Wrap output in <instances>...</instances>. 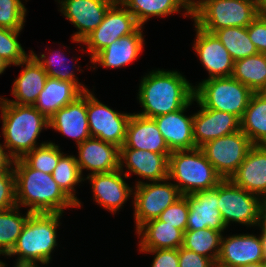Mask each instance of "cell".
Listing matches in <instances>:
<instances>
[{"label":"cell","instance_id":"1","mask_svg":"<svg viewBox=\"0 0 266 267\" xmlns=\"http://www.w3.org/2000/svg\"><path fill=\"white\" fill-rule=\"evenodd\" d=\"M195 96V87L178 71L152 70L143 76L138 99L148 118L172 113L186 106Z\"/></svg>","mask_w":266,"mask_h":267},{"label":"cell","instance_id":"2","mask_svg":"<svg viewBox=\"0 0 266 267\" xmlns=\"http://www.w3.org/2000/svg\"><path fill=\"white\" fill-rule=\"evenodd\" d=\"M16 205L28 206L31 213H63L77 207L59 187L52 174L31 168L22 158L13 160Z\"/></svg>","mask_w":266,"mask_h":267},{"label":"cell","instance_id":"3","mask_svg":"<svg viewBox=\"0 0 266 267\" xmlns=\"http://www.w3.org/2000/svg\"><path fill=\"white\" fill-rule=\"evenodd\" d=\"M0 109L4 147L13 160L21 159L37 147L36 140L49 127V120L34 106L9 103L4 97Z\"/></svg>","mask_w":266,"mask_h":267},{"label":"cell","instance_id":"4","mask_svg":"<svg viewBox=\"0 0 266 267\" xmlns=\"http://www.w3.org/2000/svg\"><path fill=\"white\" fill-rule=\"evenodd\" d=\"M62 213H31L7 256L18 255L16 263L48 264L57 246V227Z\"/></svg>","mask_w":266,"mask_h":267},{"label":"cell","instance_id":"5","mask_svg":"<svg viewBox=\"0 0 266 267\" xmlns=\"http://www.w3.org/2000/svg\"><path fill=\"white\" fill-rule=\"evenodd\" d=\"M168 179L177 181L182 195L213 189L223 180L198 147L169 155Z\"/></svg>","mask_w":266,"mask_h":267},{"label":"cell","instance_id":"6","mask_svg":"<svg viewBox=\"0 0 266 267\" xmlns=\"http://www.w3.org/2000/svg\"><path fill=\"white\" fill-rule=\"evenodd\" d=\"M258 0H192L194 25L208 33L247 27L259 14Z\"/></svg>","mask_w":266,"mask_h":267},{"label":"cell","instance_id":"7","mask_svg":"<svg viewBox=\"0 0 266 267\" xmlns=\"http://www.w3.org/2000/svg\"><path fill=\"white\" fill-rule=\"evenodd\" d=\"M253 93L230 76L203 80L195 86L194 97L204 108L228 112L241 119Z\"/></svg>","mask_w":266,"mask_h":267},{"label":"cell","instance_id":"8","mask_svg":"<svg viewBox=\"0 0 266 267\" xmlns=\"http://www.w3.org/2000/svg\"><path fill=\"white\" fill-rule=\"evenodd\" d=\"M167 181H169L168 178L151 183L138 181L134 186L133 204L136 231L144 223L157 219L167 207L183 196L175 184Z\"/></svg>","mask_w":266,"mask_h":267},{"label":"cell","instance_id":"9","mask_svg":"<svg viewBox=\"0 0 266 267\" xmlns=\"http://www.w3.org/2000/svg\"><path fill=\"white\" fill-rule=\"evenodd\" d=\"M260 200L261 197L240 188L230 179L218 184V209L226 227L231 221L257 226Z\"/></svg>","mask_w":266,"mask_h":267},{"label":"cell","instance_id":"10","mask_svg":"<svg viewBox=\"0 0 266 267\" xmlns=\"http://www.w3.org/2000/svg\"><path fill=\"white\" fill-rule=\"evenodd\" d=\"M252 146L249 138L239 130L209 141L200 148L216 172L223 179H230Z\"/></svg>","mask_w":266,"mask_h":267},{"label":"cell","instance_id":"11","mask_svg":"<svg viewBox=\"0 0 266 267\" xmlns=\"http://www.w3.org/2000/svg\"><path fill=\"white\" fill-rule=\"evenodd\" d=\"M131 113H118L87 91V117L91 137H96L121 148L126 140Z\"/></svg>","mask_w":266,"mask_h":267},{"label":"cell","instance_id":"12","mask_svg":"<svg viewBox=\"0 0 266 267\" xmlns=\"http://www.w3.org/2000/svg\"><path fill=\"white\" fill-rule=\"evenodd\" d=\"M139 26L134 15L117 0L106 12L102 23L82 43L86 45L92 59L105 47L133 33Z\"/></svg>","mask_w":266,"mask_h":267},{"label":"cell","instance_id":"13","mask_svg":"<svg viewBox=\"0 0 266 267\" xmlns=\"http://www.w3.org/2000/svg\"><path fill=\"white\" fill-rule=\"evenodd\" d=\"M117 0H58L63 15L77 28L73 42L82 43L103 21L108 9Z\"/></svg>","mask_w":266,"mask_h":267},{"label":"cell","instance_id":"14","mask_svg":"<svg viewBox=\"0 0 266 267\" xmlns=\"http://www.w3.org/2000/svg\"><path fill=\"white\" fill-rule=\"evenodd\" d=\"M263 261L260 237L253 234H239L224 238L222 235L216 267H240Z\"/></svg>","mask_w":266,"mask_h":267},{"label":"cell","instance_id":"15","mask_svg":"<svg viewBox=\"0 0 266 267\" xmlns=\"http://www.w3.org/2000/svg\"><path fill=\"white\" fill-rule=\"evenodd\" d=\"M196 102L200 106V110L193 114V139L196 147L200 148L209 141L240 130V119L235 115L207 109Z\"/></svg>","mask_w":266,"mask_h":267},{"label":"cell","instance_id":"16","mask_svg":"<svg viewBox=\"0 0 266 267\" xmlns=\"http://www.w3.org/2000/svg\"><path fill=\"white\" fill-rule=\"evenodd\" d=\"M196 39L194 50L201 64L208 71L209 77H230L233 73L234 60L218 38L195 25Z\"/></svg>","mask_w":266,"mask_h":267},{"label":"cell","instance_id":"17","mask_svg":"<svg viewBox=\"0 0 266 267\" xmlns=\"http://www.w3.org/2000/svg\"><path fill=\"white\" fill-rule=\"evenodd\" d=\"M184 196L188 199L189 205L186 230L210 228L224 232L226 225L218 209V185L210 190Z\"/></svg>","mask_w":266,"mask_h":267},{"label":"cell","instance_id":"18","mask_svg":"<svg viewBox=\"0 0 266 267\" xmlns=\"http://www.w3.org/2000/svg\"><path fill=\"white\" fill-rule=\"evenodd\" d=\"M123 171L116 169L107 173L87 175L91 181L94 200L113 214L123 206L133 194V189L123 179Z\"/></svg>","mask_w":266,"mask_h":267},{"label":"cell","instance_id":"19","mask_svg":"<svg viewBox=\"0 0 266 267\" xmlns=\"http://www.w3.org/2000/svg\"><path fill=\"white\" fill-rule=\"evenodd\" d=\"M76 162L82 175L83 169L91 174L107 173L120 168V148L96 137H90L77 145Z\"/></svg>","mask_w":266,"mask_h":267},{"label":"cell","instance_id":"20","mask_svg":"<svg viewBox=\"0 0 266 267\" xmlns=\"http://www.w3.org/2000/svg\"><path fill=\"white\" fill-rule=\"evenodd\" d=\"M49 127L75 139L77 145L91 137L87 117V91L58 110L49 120Z\"/></svg>","mask_w":266,"mask_h":267},{"label":"cell","instance_id":"21","mask_svg":"<svg viewBox=\"0 0 266 267\" xmlns=\"http://www.w3.org/2000/svg\"><path fill=\"white\" fill-rule=\"evenodd\" d=\"M169 155L137 149H120L119 169L123 171L124 164L128 168V172L123 174L125 178L135 173L152 182L162 181L168 178Z\"/></svg>","mask_w":266,"mask_h":267},{"label":"cell","instance_id":"22","mask_svg":"<svg viewBox=\"0 0 266 267\" xmlns=\"http://www.w3.org/2000/svg\"><path fill=\"white\" fill-rule=\"evenodd\" d=\"M120 149H137L159 154H171L153 118L133 113L129 119L126 140Z\"/></svg>","mask_w":266,"mask_h":267},{"label":"cell","instance_id":"23","mask_svg":"<svg viewBox=\"0 0 266 267\" xmlns=\"http://www.w3.org/2000/svg\"><path fill=\"white\" fill-rule=\"evenodd\" d=\"M193 101L195 97L178 111L153 118L171 152L196 148L193 116L187 117L183 114Z\"/></svg>","mask_w":266,"mask_h":267},{"label":"cell","instance_id":"24","mask_svg":"<svg viewBox=\"0 0 266 267\" xmlns=\"http://www.w3.org/2000/svg\"><path fill=\"white\" fill-rule=\"evenodd\" d=\"M230 180L247 192L266 195V145H253Z\"/></svg>","mask_w":266,"mask_h":267},{"label":"cell","instance_id":"25","mask_svg":"<svg viewBox=\"0 0 266 267\" xmlns=\"http://www.w3.org/2000/svg\"><path fill=\"white\" fill-rule=\"evenodd\" d=\"M20 65H24L25 68L20 72L19 77L15 79L12 88V95L16 100H5L18 105L33 106L40 92L44 89L48 75L31 54L16 66Z\"/></svg>","mask_w":266,"mask_h":267},{"label":"cell","instance_id":"26","mask_svg":"<svg viewBox=\"0 0 266 267\" xmlns=\"http://www.w3.org/2000/svg\"><path fill=\"white\" fill-rule=\"evenodd\" d=\"M142 26H139L133 33L120 37L103 50L98 52L90 61L94 65L105 68H120L129 65L140 54L143 48Z\"/></svg>","mask_w":266,"mask_h":267},{"label":"cell","instance_id":"27","mask_svg":"<svg viewBox=\"0 0 266 267\" xmlns=\"http://www.w3.org/2000/svg\"><path fill=\"white\" fill-rule=\"evenodd\" d=\"M83 92L73 83L48 77L44 89L33 105L48 120Z\"/></svg>","mask_w":266,"mask_h":267},{"label":"cell","instance_id":"28","mask_svg":"<svg viewBox=\"0 0 266 267\" xmlns=\"http://www.w3.org/2000/svg\"><path fill=\"white\" fill-rule=\"evenodd\" d=\"M140 249H179L184 232L158 219L144 223L137 231Z\"/></svg>","mask_w":266,"mask_h":267},{"label":"cell","instance_id":"29","mask_svg":"<svg viewBox=\"0 0 266 267\" xmlns=\"http://www.w3.org/2000/svg\"><path fill=\"white\" fill-rule=\"evenodd\" d=\"M133 15L136 22L143 26L151 16L164 17L185 9V17L192 16V0H118Z\"/></svg>","mask_w":266,"mask_h":267},{"label":"cell","instance_id":"30","mask_svg":"<svg viewBox=\"0 0 266 267\" xmlns=\"http://www.w3.org/2000/svg\"><path fill=\"white\" fill-rule=\"evenodd\" d=\"M240 130L253 145H266V96L254 92L242 118Z\"/></svg>","mask_w":266,"mask_h":267},{"label":"cell","instance_id":"31","mask_svg":"<svg viewBox=\"0 0 266 267\" xmlns=\"http://www.w3.org/2000/svg\"><path fill=\"white\" fill-rule=\"evenodd\" d=\"M232 77L253 92H260L266 84V54L257 53L234 61Z\"/></svg>","mask_w":266,"mask_h":267},{"label":"cell","instance_id":"32","mask_svg":"<svg viewBox=\"0 0 266 267\" xmlns=\"http://www.w3.org/2000/svg\"><path fill=\"white\" fill-rule=\"evenodd\" d=\"M221 237V232L210 228L185 230L182 247L210 258L216 264Z\"/></svg>","mask_w":266,"mask_h":267},{"label":"cell","instance_id":"33","mask_svg":"<svg viewBox=\"0 0 266 267\" xmlns=\"http://www.w3.org/2000/svg\"><path fill=\"white\" fill-rule=\"evenodd\" d=\"M213 34L227 49L234 61L259 53L249 38L247 27H226Z\"/></svg>","mask_w":266,"mask_h":267},{"label":"cell","instance_id":"34","mask_svg":"<svg viewBox=\"0 0 266 267\" xmlns=\"http://www.w3.org/2000/svg\"><path fill=\"white\" fill-rule=\"evenodd\" d=\"M16 205L10 209L0 211V254L8 255L14 247L17 238L31 215L27 210L25 216L20 215Z\"/></svg>","mask_w":266,"mask_h":267},{"label":"cell","instance_id":"35","mask_svg":"<svg viewBox=\"0 0 266 267\" xmlns=\"http://www.w3.org/2000/svg\"><path fill=\"white\" fill-rule=\"evenodd\" d=\"M52 177L63 192L77 204V207H81V202L75 197L74 187L82 180L84 181V178L80 173L75 156L62 155L58 165L52 172Z\"/></svg>","mask_w":266,"mask_h":267},{"label":"cell","instance_id":"36","mask_svg":"<svg viewBox=\"0 0 266 267\" xmlns=\"http://www.w3.org/2000/svg\"><path fill=\"white\" fill-rule=\"evenodd\" d=\"M61 153L59 146L52 142H42L22 159L33 169L52 174L58 165Z\"/></svg>","mask_w":266,"mask_h":267},{"label":"cell","instance_id":"37","mask_svg":"<svg viewBox=\"0 0 266 267\" xmlns=\"http://www.w3.org/2000/svg\"><path fill=\"white\" fill-rule=\"evenodd\" d=\"M36 60L37 62L43 67V70L47 73L48 77L50 78H55L59 79L62 81H68V82H73L82 92L89 91L87 88H85V85H82L81 83L78 82V78H76L75 74L73 73L74 71H69L67 69V65L63 66L65 60V57L63 56L62 53H53V57L47 58L45 54H40L41 57H38L33 51L30 53ZM58 64L60 67L64 68L65 70H60L56 69L55 65ZM57 65V66H58Z\"/></svg>","mask_w":266,"mask_h":267},{"label":"cell","instance_id":"38","mask_svg":"<svg viewBox=\"0 0 266 267\" xmlns=\"http://www.w3.org/2000/svg\"><path fill=\"white\" fill-rule=\"evenodd\" d=\"M20 32L21 30L0 28V57L10 66L18 65L29 56L17 39Z\"/></svg>","mask_w":266,"mask_h":267},{"label":"cell","instance_id":"39","mask_svg":"<svg viewBox=\"0 0 266 267\" xmlns=\"http://www.w3.org/2000/svg\"><path fill=\"white\" fill-rule=\"evenodd\" d=\"M26 11L21 0H0V28L22 30Z\"/></svg>","mask_w":266,"mask_h":267},{"label":"cell","instance_id":"40","mask_svg":"<svg viewBox=\"0 0 266 267\" xmlns=\"http://www.w3.org/2000/svg\"><path fill=\"white\" fill-rule=\"evenodd\" d=\"M188 214V199L183 195L175 203L167 207L157 219L173 225L184 232L187 226Z\"/></svg>","mask_w":266,"mask_h":267},{"label":"cell","instance_id":"41","mask_svg":"<svg viewBox=\"0 0 266 267\" xmlns=\"http://www.w3.org/2000/svg\"><path fill=\"white\" fill-rule=\"evenodd\" d=\"M16 206L15 176L11 167L8 171L0 173V211Z\"/></svg>","mask_w":266,"mask_h":267},{"label":"cell","instance_id":"42","mask_svg":"<svg viewBox=\"0 0 266 267\" xmlns=\"http://www.w3.org/2000/svg\"><path fill=\"white\" fill-rule=\"evenodd\" d=\"M247 32L258 52L266 54V15L259 13L247 26Z\"/></svg>","mask_w":266,"mask_h":267},{"label":"cell","instance_id":"43","mask_svg":"<svg viewBox=\"0 0 266 267\" xmlns=\"http://www.w3.org/2000/svg\"><path fill=\"white\" fill-rule=\"evenodd\" d=\"M155 255L151 267H179L178 249H139Z\"/></svg>","mask_w":266,"mask_h":267},{"label":"cell","instance_id":"44","mask_svg":"<svg viewBox=\"0 0 266 267\" xmlns=\"http://www.w3.org/2000/svg\"><path fill=\"white\" fill-rule=\"evenodd\" d=\"M179 267H216L210 259L182 246L178 249Z\"/></svg>","mask_w":266,"mask_h":267},{"label":"cell","instance_id":"45","mask_svg":"<svg viewBox=\"0 0 266 267\" xmlns=\"http://www.w3.org/2000/svg\"><path fill=\"white\" fill-rule=\"evenodd\" d=\"M257 225L261 228V234H266V195L260 200Z\"/></svg>","mask_w":266,"mask_h":267},{"label":"cell","instance_id":"46","mask_svg":"<svg viewBox=\"0 0 266 267\" xmlns=\"http://www.w3.org/2000/svg\"><path fill=\"white\" fill-rule=\"evenodd\" d=\"M12 165L13 159L8 152H5V147L0 143V173L8 171Z\"/></svg>","mask_w":266,"mask_h":267},{"label":"cell","instance_id":"47","mask_svg":"<svg viewBox=\"0 0 266 267\" xmlns=\"http://www.w3.org/2000/svg\"><path fill=\"white\" fill-rule=\"evenodd\" d=\"M259 12L266 15V0H258Z\"/></svg>","mask_w":266,"mask_h":267},{"label":"cell","instance_id":"48","mask_svg":"<svg viewBox=\"0 0 266 267\" xmlns=\"http://www.w3.org/2000/svg\"><path fill=\"white\" fill-rule=\"evenodd\" d=\"M260 239L262 242L264 261L266 262V234H260Z\"/></svg>","mask_w":266,"mask_h":267},{"label":"cell","instance_id":"49","mask_svg":"<svg viewBox=\"0 0 266 267\" xmlns=\"http://www.w3.org/2000/svg\"><path fill=\"white\" fill-rule=\"evenodd\" d=\"M8 66L10 65L6 62V60L0 57V74H2Z\"/></svg>","mask_w":266,"mask_h":267},{"label":"cell","instance_id":"50","mask_svg":"<svg viewBox=\"0 0 266 267\" xmlns=\"http://www.w3.org/2000/svg\"><path fill=\"white\" fill-rule=\"evenodd\" d=\"M240 267H261V263H251V264L240 266Z\"/></svg>","mask_w":266,"mask_h":267},{"label":"cell","instance_id":"51","mask_svg":"<svg viewBox=\"0 0 266 267\" xmlns=\"http://www.w3.org/2000/svg\"><path fill=\"white\" fill-rule=\"evenodd\" d=\"M14 267H31V264H25V263H16L14 264Z\"/></svg>","mask_w":266,"mask_h":267},{"label":"cell","instance_id":"52","mask_svg":"<svg viewBox=\"0 0 266 267\" xmlns=\"http://www.w3.org/2000/svg\"><path fill=\"white\" fill-rule=\"evenodd\" d=\"M261 94H263L264 96H266V84L263 87V89L260 91Z\"/></svg>","mask_w":266,"mask_h":267},{"label":"cell","instance_id":"53","mask_svg":"<svg viewBox=\"0 0 266 267\" xmlns=\"http://www.w3.org/2000/svg\"><path fill=\"white\" fill-rule=\"evenodd\" d=\"M261 267H266V262H265V261H263V262L261 263Z\"/></svg>","mask_w":266,"mask_h":267},{"label":"cell","instance_id":"54","mask_svg":"<svg viewBox=\"0 0 266 267\" xmlns=\"http://www.w3.org/2000/svg\"><path fill=\"white\" fill-rule=\"evenodd\" d=\"M0 267H5V263L0 261Z\"/></svg>","mask_w":266,"mask_h":267},{"label":"cell","instance_id":"55","mask_svg":"<svg viewBox=\"0 0 266 267\" xmlns=\"http://www.w3.org/2000/svg\"><path fill=\"white\" fill-rule=\"evenodd\" d=\"M31 267H38L37 264H31Z\"/></svg>","mask_w":266,"mask_h":267}]
</instances>
